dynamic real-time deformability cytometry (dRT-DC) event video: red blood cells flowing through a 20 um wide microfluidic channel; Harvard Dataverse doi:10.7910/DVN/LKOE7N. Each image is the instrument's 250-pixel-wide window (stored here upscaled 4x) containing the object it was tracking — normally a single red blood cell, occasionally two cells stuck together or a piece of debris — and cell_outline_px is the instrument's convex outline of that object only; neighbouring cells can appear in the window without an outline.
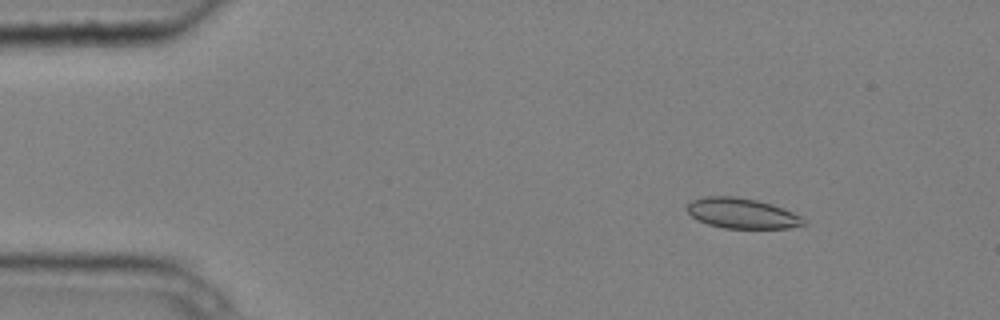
{"species": "common noctule bat (a hibernating species)", "species_latin": "Nyctalus noctula", "temperature_condition": "cold", "stored_images_in_passage": 4, "camera_frame_rate_fps": 3000, "um_per_image_px": 0.085, "animal": {"sex": "male", "body_mass_g": 20.4}, "frame": {"image": 1, "passage_image": 2, "time_ms": 0.333, "image_size_px": [1000, 320], "cell_outline_px": [[808, 224], [788, 228], [724, 228], [708, 224], [696, 220], [688, 212], [688, 204], [692, 200], [704, 196], [736, 196], [756, 200], [772, 204], [784, 208], [808, 220]], "centroid_in_image_um": [63.1, 18.13], "position_along_channel_um": 21.9, "area_um2": 20.69}}